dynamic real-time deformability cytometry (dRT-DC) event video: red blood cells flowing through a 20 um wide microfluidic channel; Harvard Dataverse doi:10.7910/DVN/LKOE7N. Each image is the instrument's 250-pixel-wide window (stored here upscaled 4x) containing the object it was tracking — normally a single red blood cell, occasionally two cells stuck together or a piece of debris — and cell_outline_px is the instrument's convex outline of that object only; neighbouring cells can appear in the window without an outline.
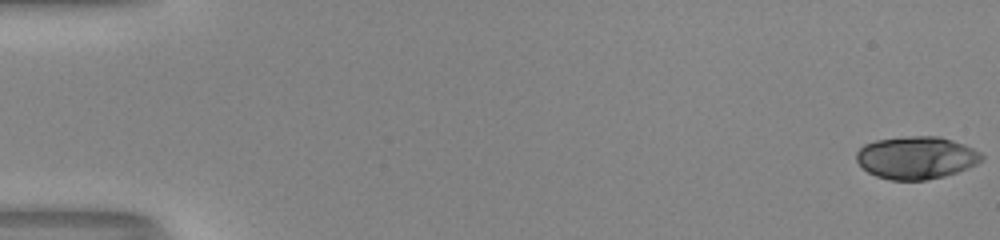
{"species": "human", "species_latin": "Homo sapiens", "temperature_condition": "room temperature", "stored_images_in_passage": 54, "camera_frame_rate_fps": 3000, "um_per_image_px": 0.085, "donor": {"sex": "male"}, "frame": {"image": 1, "passage_image": 1, "time_ms": 0.0, "image_size_px": [1000, 240], "cell_outline_px": [[984, 156], [976, 164], [968, 168], [944, 176], [924, 180], [892, 180], [876, 176], [868, 172], [856, 160], [856, 152], [864, 144], [876, 140], [912, 136], [940, 136], [964, 144], [980, 152]], "centroid_in_image_um": [77.88, 13.4], "position_along_channel_um": 7.1, "area_um2": 30.92}}
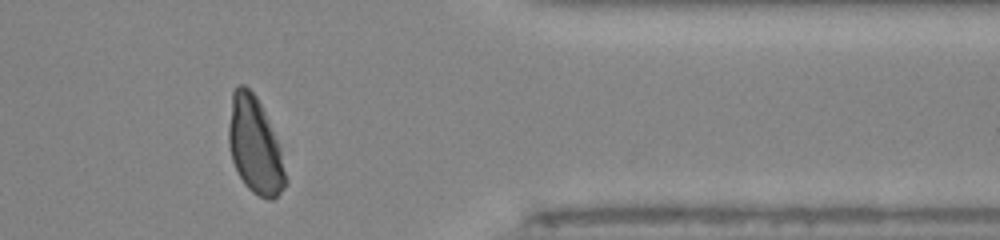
{"frame": {"image": 2, "passage_image": 45, "time_ms": 14.667, "image_size_px": [1000, 240], "cell_outline_px": [[288, 184], [272, 200], [268, 200], [252, 192], [244, 184], [232, 160], [228, 144], [228, 128], [232, 92], [240, 84], [244, 84], [256, 96], [264, 112], [280, 148], [288, 180]], "centroid_in_image_um": [21.66, 12.41], "position_along_channel_um": 389.7, "area_um2": 31.79}}
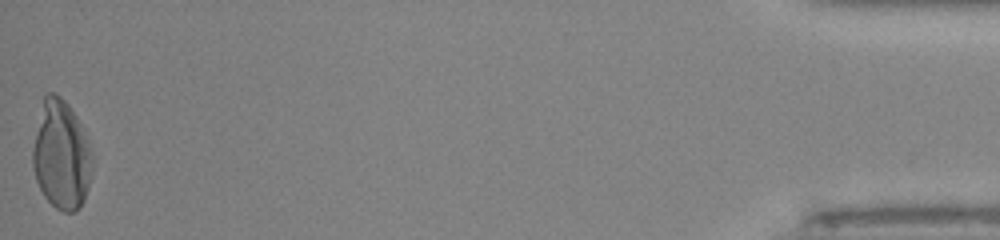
{"frame": {"image": 3, "passage_image": 54, "time_ms": 17.667, "image_size_px": [1000, 240], "cell_outline_px": [[92, 172], [88, 188], [84, 200], [80, 208], [76, 212], [64, 212], [56, 208], [44, 196], [36, 180], [32, 164], [32, 148], [44, 92], [56, 92], [68, 104], [76, 116], [88, 140], [92, 156]], "centroid_in_image_um": [5.21, 13.17], "position_along_channel_um": 430.0, "area_um2": 38.03}, "authors_computed_cell_mechanics": {"area_um2": 33.5818, "velocity_mm_per_s": 3.962, "shape_relaxation_time_tau1_ms": 2.6422, "shape_relaxation_time_tau2_ms": null, "deformation_change_tau1": 0.1338, "deformation_change_tau2": null}}